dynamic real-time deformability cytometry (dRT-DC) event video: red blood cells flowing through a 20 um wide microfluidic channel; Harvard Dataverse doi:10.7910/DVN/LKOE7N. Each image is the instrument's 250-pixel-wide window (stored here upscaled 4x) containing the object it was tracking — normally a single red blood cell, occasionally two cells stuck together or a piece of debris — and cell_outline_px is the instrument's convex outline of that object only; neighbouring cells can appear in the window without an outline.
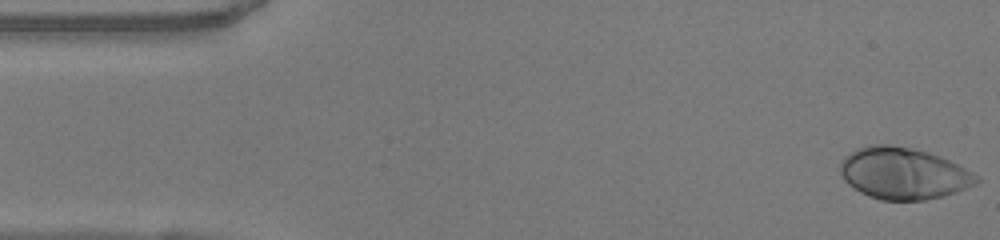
{"species": "human", "species_latin": "Homo sapiens", "temperature_condition": "warm", "stored_images_in_passage": 49, "camera_frame_rate_fps": 3000, "um_per_image_px": 0.085, "donor": {"sex": "female"}, "frame": {"image": 1, "passage_image": 1, "time_ms": 0.0, "image_size_px": [1000, 240], "cell_outline_px": [[980, 180], [976, 184], [956, 192], [944, 196], [924, 200], [880, 200], [868, 196], [860, 192], [848, 184], [844, 180], [840, 172], [840, 164], [844, 156], [856, 148], [872, 144], [888, 144], [912, 148], [928, 152], [940, 156], [980, 176]], "centroid_in_image_um": [76.77, 14.74], "position_along_channel_um": 8.2, "area_um2": 41.15}}
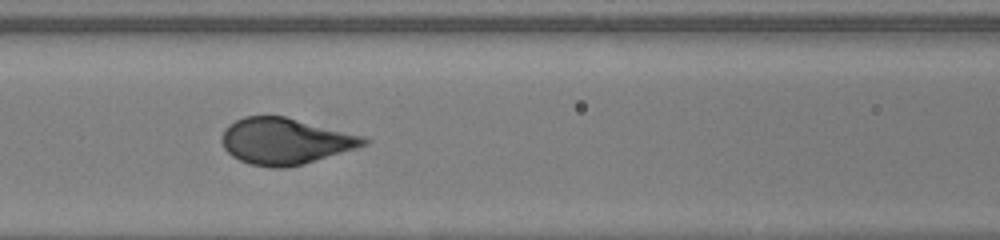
{"frame": {"image": 2, "passage_image": 20, "time_ms": 6.333, "image_size_px": [1000, 240], "cell_outline_px": [[372, 140], [368, 144], [356, 148], [304, 164], [284, 168], [272, 168], [248, 164], [232, 156], [224, 148], [220, 140], [220, 136], [224, 128], [228, 124], [244, 116], [284, 116], [364, 136]], "centroid_in_image_um": [24.22, 12.0], "position_along_channel_um": 142.4, "area_um2": 38.49}}
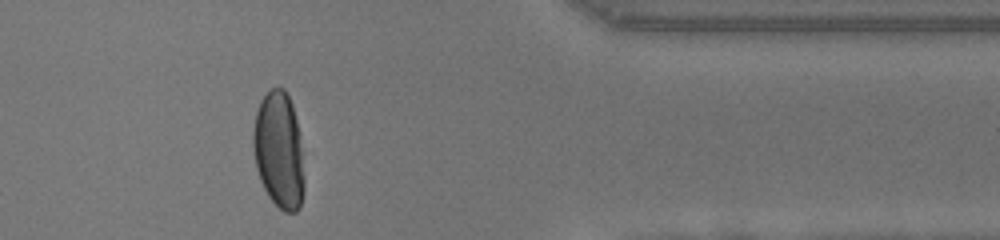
{"frame": {"image": 3, "passage_image": 40, "time_ms": 13.0, "image_size_px": [1000, 240], "cell_outline_px": [[304, 192], [300, 208], [296, 212], [284, 212], [268, 196], [260, 180], [256, 168], [252, 148], [252, 132], [256, 112], [260, 100], [272, 88], [284, 88], [292, 104], [296, 120], [304, 176]], "centroid_in_image_um": [23.68, 12.8], "position_along_channel_um": 387.7, "area_um2": 34.56}, "authors_computed_cell_mechanics": {"area_um2": 38.6104, "velocity_mm_per_s": 4.0459, "shape_relaxation_time_tau1_ms": 3.6257, "shape_relaxation_time_tau2_ms": null, "deformation_change_tau1": 0.223, "deformation_change_tau2": null}}